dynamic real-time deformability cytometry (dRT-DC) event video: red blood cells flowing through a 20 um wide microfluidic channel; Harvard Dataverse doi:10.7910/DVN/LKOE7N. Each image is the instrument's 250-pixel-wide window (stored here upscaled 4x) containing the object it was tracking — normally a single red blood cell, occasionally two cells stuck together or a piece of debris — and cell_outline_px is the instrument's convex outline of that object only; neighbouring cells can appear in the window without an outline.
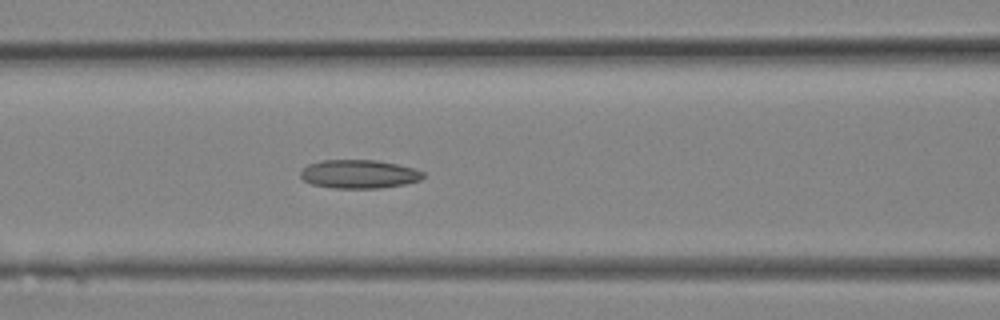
{"species": "Egyptian fruit bat (a non-hibernating species)", "species_latin": "Rousettus aegyptiacus", "temperature_condition": "room temperature", "stored_images_in_passage": 12, "camera_frame_rate_fps": 3000, "um_per_image_px": 0.085, "animal": {"sex": "female"}, "frame": {"image": 1, "passage_image": 12, "time_ms": 3.667, "image_size_px": [1000, 320], "cell_outline_px": [[424, 176], [420, 180], [404, 184], [380, 188], [332, 188], [312, 184], [304, 180], [300, 176], [300, 172], [308, 164], [320, 160], [376, 160], [416, 168], [424, 172]], "centroid_in_image_um": [30.52, 14.79], "position_along_channel_um": 136.1, "area_um2": 20.46}}